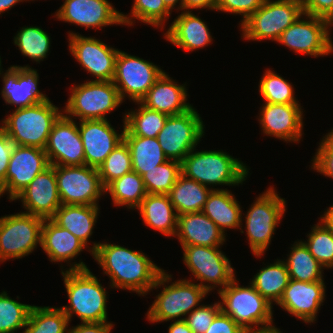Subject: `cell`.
<instances>
[{
  "label": "cell",
  "instance_id": "6da1fadb",
  "mask_svg": "<svg viewBox=\"0 0 333 333\" xmlns=\"http://www.w3.org/2000/svg\"><path fill=\"white\" fill-rule=\"evenodd\" d=\"M90 253L110 277L111 288H120L146 295L154 286L163 269L141 251L116 244L93 243Z\"/></svg>",
  "mask_w": 333,
  "mask_h": 333
},
{
  "label": "cell",
  "instance_id": "7a4b0ae2",
  "mask_svg": "<svg viewBox=\"0 0 333 333\" xmlns=\"http://www.w3.org/2000/svg\"><path fill=\"white\" fill-rule=\"evenodd\" d=\"M69 305L60 307L67 315L69 323L73 314L82 323L109 322L107 318V293L98 278L85 262H74L69 269L62 270Z\"/></svg>",
  "mask_w": 333,
  "mask_h": 333
},
{
  "label": "cell",
  "instance_id": "3957f363",
  "mask_svg": "<svg viewBox=\"0 0 333 333\" xmlns=\"http://www.w3.org/2000/svg\"><path fill=\"white\" fill-rule=\"evenodd\" d=\"M191 150L181 162V174L209 187L236 186L247 179L249 170L242 161L222 150Z\"/></svg>",
  "mask_w": 333,
  "mask_h": 333
},
{
  "label": "cell",
  "instance_id": "277c9868",
  "mask_svg": "<svg viewBox=\"0 0 333 333\" xmlns=\"http://www.w3.org/2000/svg\"><path fill=\"white\" fill-rule=\"evenodd\" d=\"M171 276L162 270L152 287V289H157L162 286L163 290L156 295L146 313L147 319L151 323L184 320L182 317H186L197 306H200V302L208 295V291L188 279H180L168 285V282L172 281Z\"/></svg>",
  "mask_w": 333,
  "mask_h": 333
},
{
  "label": "cell",
  "instance_id": "5b68a950",
  "mask_svg": "<svg viewBox=\"0 0 333 333\" xmlns=\"http://www.w3.org/2000/svg\"><path fill=\"white\" fill-rule=\"evenodd\" d=\"M50 100L17 108L2 120L10 140L18 146L45 149L52 126L63 113Z\"/></svg>",
  "mask_w": 333,
  "mask_h": 333
},
{
  "label": "cell",
  "instance_id": "8992f818",
  "mask_svg": "<svg viewBox=\"0 0 333 333\" xmlns=\"http://www.w3.org/2000/svg\"><path fill=\"white\" fill-rule=\"evenodd\" d=\"M221 311L243 330L273 325V306L251 284L241 286L235 278L224 289H218Z\"/></svg>",
  "mask_w": 333,
  "mask_h": 333
},
{
  "label": "cell",
  "instance_id": "52a82bcc",
  "mask_svg": "<svg viewBox=\"0 0 333 333\" xmlns=\"http://www.w3.org/2000/svg\"><path fill=\"white\" fill-rule=\"evenodd\" d=\"M254 201L245 215L244 229L253 255L261 257L271 244L275 229L287 207L285 198L278 196L272 186Z\"/></svg>",
  "mask_w": 333,
  "mask_h": 333
},
{
  "label": "cell",
  "instance_id": "ba28073f",
  "mask_svg": "<svg viewBox=\"0 0 333 333\" xmlns=\"http://www.w3.org/2000/svg\"><path fill=\"white\" fill-rule=\"evenodd\" d=\"M71 94L62 111L67 117L83 120H105L124 101L112 81L90 80L71 87Z\"/></svg>",
  "mask_w": 333,
  "mask_h": 333
},
{
  "label": "cell",
  "instance_id": "9c48e42d",
  "mask_svg": "<svg viewBox=\"0 0 333 333\" xmlns=\"http://www.w3.org/2000/svg\"><path fill=\"white\" fill-rule=\"evenodd\" d=\"M303 9L294 3L281 0H265L263 5L241 25L245 40L277 41L280 35L293 24Z\"/></svg>",
  "mask_w": 333,
  "mask_h": 333
},
{
  "label": "cell",
  "instance_id": "30bf717a",
  "mask_svg": "<svg viewBox=\"0 0 333 333\" xmlns=\"http://www.w3.org/2000/svg\"><path fill=\"white\" fill-rule=\"evenodd\" d=\"M44 219L24 212L0 218V262L20 259L41 245Z\"/></svg>",
  "mask_w": 333,
  "mask_h": 333
},
{
  "label": "cell",
  "instance_id": "8fae6325",
  "mask_svg": "<svg viewBox=\"0 0 333 333\" xmlns=\"http://www.w3.org/2000/svg\"><path fill=\"white\" fill-rule=\"evenodd\" d=\"M181 247L184 251L183 263L197 281H200L198 284L208 293L212 289H216V286H222L220 288L224 289L236 278L234 268L227 256L219 250L220 246L191 245Z\"/></svg>",
  "mask_w": 333,
  "mask_h": 333
},
{
  "label": "cell",
  "instance_id": "7c38bea8",
  "mask_svg": "<svg viewBox=\"0 0 333 333\" xmlns=\"http://www.w3.org/2000/svg\"><path fill=\"white\" fill-rule=\"evenodd\" d=\"M204 123L195 108L168 116L157 140L168 160L182 162L204 135Z\"/></svg>",
  "mask_w": 333,
  "mask_h": 333
},
{
  "label": "cell",
  "instance_id": "4fadbf2b",
  "mask_svg": "<svg viewBox=\"0 0 333 333\" xmlns=\"http://www.w3.org/2000/svg\"><path fill=\"white\" fill-rule=\"evenodd\" d=\"M58 193L63 205L99 206L98 200L105 193L97 168L87 165H55Z\"/></svg>",
  "mask_w": 333,
  "mask_h": 333
},
{
  "label": "cell",
  "instance_id": "5bb4252c",
  "mask_svg": "<svg viewBox=\"0 0 333 333\" xmlns=\"http://www.w3.org/2000/svg\"><path fill=\"white\" fill-rule=\"evenodd\" d=\"M306 17V20L303 18ZM302 18V19H301ZM327 19L302 14L276 42L300 54L313 57L327 56L333 52Z\"/></svg>",
  "mask_w": 333,
  "mask_h": 333
},
{
  "label": "cell",
  "instance_id": "9a60e30c",
  "mask_svg": "<svg viewBox=\"0 0 333 333\" xmlns=\"http://www.w3.org/2000/svg\"><path fill=\"white\" fill-rule=\"evenodd\" d=\"M163 72L154 63L119 50L112 82L122 101L128 95L140 102Z\"/></svg>",
  "mask_w": 333,
  "mask_h": 333
},
{
  "label": "cell",
  "instance_id": "2e32d148",
  "mask_svg": "<svg viewBox=\"0 0 333 333\" xmlns=\"http://www.w3.org/2000/svg\"><path fill=\"white\" fill-rule=\"evenodd\" d=\"M69 50L76 61L95 81H112L118 49L108 46L95 37L69 32Z\"/></svg>",
  "mask_w": 333,
  "mask_h": 333
},
{
  "label": "cell",
  "instance_id": "e0dca14e",
  "mask_svg": "<svg viewBox=\"0 0 333 333\" xmlns=\"http://www.w3.org/2000/svg\"><path fill=\"white\" fill-rule=\"evenodd\" d=\"M44 150L50 165H85L84 147L78 123L64 113L53 124Z\"/></svg>",
  "mask_w": 333,
  "mask_h": 333
},
{
  "label": "cell",
  "instance_id": "ac0fdd59",
  "mask_svg": "<svg viewBox=\"0 0 333 333\" xmlns=\"http://www.w3.org/2000/svg\"><path fill=\"white\" fill-rule=\"evenodd\" d=\"M49 165L44 149L14 145L2 194H9L8 199L14 201V198Z\"/></svg>",
  "mask_w": 333,
  "mask_h": 333
},
{
  "label": "cell",
  "instance_id": "d6986e66",
  "mask_svg": "<svg viewBox=\"0 0 333 333\" xmlns=\"http://www.w3.org/2000/svg\"><path fill=\"white\" fill-rule=\"evenodd\" d=\"M55 16L58 20L82 27L101 29L121 25V13L108 0H65Z\"/></svg>",
  "mask_w": 333,
  "mask_h": 333
},
{
  "label": "cell",
  "instance_id": "ffe728a7",
  "mask_svg": "<svg viewBox=\"0 0 333 333\" xmlns=\"http://www.w3.org/2000/svg\"><path fill=\"white\" fill-rule=\"evenodd\" d=\"M21 200L24 213L51 219L62 205L55 177L54 165L39 173L14 200Z\"/></svg>",
  "mask_w": 333,
  "mask_h": 333
},
{
  "label": "cell",
  "instance_id": "44dd1931",
  "mask_svg": "<svg viewBox=\"0 0 333 333\" xmlns=\"http://www.w3.org/2000/svg\"><path fill=\"white\" fill-rule=\"evenodd\" d=\"M325 288L324 280L304 282L290 279L277 305L304 323H314L326 299Z\"/></svg>",
  "mask_w": 333,
  "mask_h": 333
},
{
  "label": "cell",
  "instance_id": "7402d4cb",
  "mask_svg": "<svg viewBox=\"0 0 333 333\" xmlns=\"http://www.w3.org/2000/svg\"><path fill=\"white\" fill-rule=\"evenodd\" d=\"M259 115L263 134L296 143L303 135V110L301 104L264 103Z\"/></svg>",
  "mask_w": 333,
  "mask_h": 333
},
{
  "label": "cell",
  "instance_id": "603a6c76",
  "mask_svg": "<svg viewBox=\"0 0 333 333\" xmlns=\"http://www.w3.org/2000/svg\"><path fill=\"white\" fill-rule=\"evenodd\" d=\"M79 132L85 155V165L98 168L107 156L123 141L125 123L121 134L105 120L79 121Z\"/></svg>",
  "mask_w": 333,
  "mask_h": 333
},
{
  "label": "cell",
  "instance_id": "cb8c5ba5",
  "mask_svg": "<svg viewBox=\"0 0 333 333\" xmlns=\"http://www.w3.org/2000/svg\"><path fill=\"white\" fill-rule=\"evenodd\" d=\"M39 75L36 69L26 66H10L2 74L1 96L6 104L24 108L50 100L38 89Z\"/></svg>",
  "mask_w": 333,
  "mask_h": 333
},
{
  "label": "cell",
  "instance_id": "d4e9b609",
  "mask_svg": "<svg viewBox=\"0 0 333 333\" xmlns=\"http://www.w3.org/2000/svg\"><path fill=\"white\" fill-rule=\"evenodd\" d=\"M166 72L155 81L140 103L148 109L168 116L178 115L190 110L193 106L187 103L186 84H177Z\"/></svg>",
  "mask_w": 333,
  "mask_h": 333
},
{
  "label": "cell",
  "instance_id": "484cf974",
  "mask_svg": "<svg viewBox=\"0 0 333 333\" xmlns=\"http://www.w3.org/2000/svg\"><path fill=\"white\" fill-rule=\"evenodd\" d=\"M175 237L181 246L215 247L225 242V234L202 211L178 215Z\"/></svg>",
  "mask_w": 333,
  "mask_h": 333
},
{
  "label": "cell",
  "instance_id": "4316f807",
  "mask_svg": "<svg viewBox=\"0 0 333 333\" xmlns=\"http://www.w3.org/2000/svg\"><path fill=\"white\" fill-rule=\"evenodd\" d=\"M192 11H182L168 26L165 39L184 51H193L210 45L212 35L206 22L193 14Z\"/></svg>",
  "mask_w": 333,
  "mask_h": 333
},
{
  "label": "cell",
  "instance_id": "83f0119b",
  "mask_svg": "<svg viewBox=\"0 0 333 333\" xmlns=\"http://www.w3.org/2000/svg\"><path fill=\"white\" fill-rule=\"evenodd\" d=\"M51 262L69 263L87 247L67 229L52 219H44L41 228V245ZM70 260V261H69ZM68 261V262H67Z\"/></svg>",
  "mask_w": 333,
  "mask_h": 333
},
{
  "label": "cell",
  "instance_id": "f1b7e54d",
  "mask_svg": "<svg viewBox=\"0 0 333 333\" xmlns=\"http://www.w3.org/2000/svg\"><path fill=\"white\" fill-rule=\"evenodd\" d=\"M144 224L165 236H175L178 215L169 195L147 194L137 208Z\"/></svg>",
  "mask_w": 333,
  "mask_h": 333
},
{
  "label": "cell",
  "instance_id": "f546056e",
  "mask_svg": "<svg viewBox=\"0 0 333 333\" xmlns=\"http://www.w3.org/2000/svg\"><path fill=\"white\" fill-rule=\"evenodd\" d=\"M99 213V206L62 204L51 219L77 237L90 252L88 241Z\"/></svg>",
  "mask_w": 333,
  "mask_h": 333
},
{
  "label": "cell",
  "instance_id": "4dcf8cb0",
  "mask_svg": "<svg viewBox=\"0 0 333 333\" xmlns=\"http://www.w3.org/2000/svg\"><path fill=\"white\" fill-rule=\"evenodd\" d=\"M234 195L227 189L212 190L203 206L202 212L210 218L225 234V230H242V209Z\"/></svg>",
  "mask_w": 333,
  "mask_h": 333
},
{
  "label": "cell",
  "instance_id": "1f68e13d",
  "mask_svg": "<svg viewBox=\"0 0 333 333\" xmlns=\"http://www.w3.org/2000/svg\"><path fill=\"white\" fill-rule=\"evenodd\" d=\"M212 190L223 188H209L180 174L168 195L177 215H181L201 212Z\"/></svg>",
  "mask_w": 333,
  "mask_h": 333
},
{
  "label": "cell",
  "instance_id": "d6a6232c",
  "mask_svg": "<svg viewBox=\"0 0 333 333\" xmlns=\"http://www.w3.org/2000/svg\"><path fill=\"white\" fill-rule=\"evenodd\" d=\"M289 281L290 276L284 260L277 259L274 263L262 267L250 284L270 304H278Z\"/></svg>",
  "mask_w": 333,
  "mask_h": 333
},
{
  "label": "cell",
  "instance_id": "836d02e7",
  "mask_svg": "<svg viewBox=\"0 0 333 333\" xmlns=\"http://www.w3.org/2000/svg\"><path fill=\"white\" fill-rule=\"evenodd\" d=\"M123 140L131 153L132 169L141 177L147 171L168 161L157 138L123 136Z\"/></svg>",
  "mask_w": 333,
  "mask_h": 333
},
{
  "label": "cell",
  "instance_id": "e575fe53",
  "mask_svg": "<svg viewBox=\"0 0 333 333\" xmlns=\"http://www.w3.org/2000/svg\"><path fill=\"white\" fill-rule=\"evenodd\" d=\"M284 262L292 280L304 282L324 280L322 269L325 268L310 253L302 240L294 242Z\"/></svg>",
  "mask_w": 333,
  "mask_h": 333
},
{
  "label": "cell",
  "instance_id": "d590c367",
  "mask_svg": "<svg viewBox=\"0 0 333 333\" xmlns=\"http://www.w3.org/2000/svg\"><path fill=\"white\" fill-rule=\"evenodd\" d=\"M114 206H126L137 209L147 195L142 177L134 171L112 181L106 188Z\"/></svg>",
  "mask_w": 333,
  "mask_h": 333
},
{
  "label": "cell",
  "instance_id": "8d00e7d4",
  "mask_svg": "<svg viewBox=\"0 0 333 333\" xmlns=\"http://www.w3.org/2000/svg\"><path fill=\"white\" fill-rule=\"evenodd\" d=\"M137 110L125 113L123 123H125L124 136H140L156 138L163 128L168 115L151 110L143 106L140 102Z\"/></svg>",
  "mask_w": 333,
  "mask_h": 333
},
{
  "label": "cell",
  "instance_id": "74e56055",
  "mask_svg": "<svg viewBox=\"0 0 333 333\" xmlns=\"http://www.w3.org/2000/svg\"><path fill=\"white\" fill-rule=\"evenodd\" d=\"M68 325V317L61 308L33 305L22 333H68Z\"/></svg>",
  "mask_w": 333,
  "mask_h": 333
},
{
  "label": "cell",
  "instance_id": "f35d334b",
  "mask_svg": "<svg viewBox=\"0 0 333 333\" xmlns=\"http://www.w3.org/2000/svg\"><path fill=\"white\" fill-rule=\"evenodd\" d=\"M51 38L43 29L36 26H25L14 36V44L23 56L40 63L47 54L51 46Z\"/></svg>",
  "mask_w": 333,
  "mask_h": 333
},
{
  "label": "cell",
  "instance_id": "ab89813d",
  "mask_svg": "<svg viewBox=\"0 0 333 333\" xmlns=\"http://www.w3.org/2000/svg\"><path fill=\"white\" fill-rule=\"evenodd\" d=\"M130 13V16L121 13L122 25L132 26L133 18L162 30L171 11L163 0H134Z\"/></svg>",
  "mask_w": 333,
  "mask_h": 333
},
{
  "label": "cell",
  "instance_id": "60d3db41",
  "mask_svg": "<svg viewBox=\"0 0 333 333\" xmlns=\"http://www.w3.org/2000/svg\"><path fill=\"white\" fill-rule=\"evenodd\" d=\"M270 69H266L259 83V93L265 103L299 104L292 83Z\"/></svg>",
  "mask_w": 333,
  "mask_h": 333
},
{
  "label": "cell",
  "instance_id": "b9f144b4",
  "mask_svg": "<svg viewBox=\"0 0 333 333\" xmlns=\"http://www.w3.org/2000/svg\"><path fill=\"white\" fill-rule=\"evenodd\" d=\"M180 174L181 163L174 160H168L147 171L142 176L147 194L168 195Z\"/></svg>",
  "mask_w": 333,
  "mask_h": 333
},
{
  "label": "cell",
  "instance_id": "7bdbcfd3",
  "mask_svg": "<svg viewBox=\"0 0 333 333\" xmlns=\"http://www.w3.org/2000/svg\"><path fill=\"white\" fill-rule=\"evenodd\" d=\"M321 221V222H320ZM303 241L310 253L324 268H333V230L321 219Z\"/></svg>",
  "mask_w": 333,
  "mask_h": 333
},
{
  "label": "cell",
  "instance_id": "ee69618b",
  "mask_svg": "<svg viewBox=\"0 0 333 333\" xmlns=\"http://www.w3.org/2000/svg\"><path fill=\"white\" fill-rule=\"evenodd\" d=\"M97 169L104 188L112 181L133 171L131 153L126 142L123 140L119 143Z\"/></svg>",
  "mask_w": 333,
  "mask_h": 333
},
{
  "label": "cell",
  "instance_id": "f6af8a7d",
  "mask_svg": "<svg viewBox=\"0 0 333 333\" xmlns=\"http://www.w3.org/2000/svg\"><path fill=\"white\" fill-rule=\"evenodd\" d=\"M33 305L13 300L8 293H0V333H15L26 326Z\"/></svg>",
  "mask_w": 333,
  "mask_h": 333
},
{
  "label": "cell",
  "instance_id": "bcb514c9",
  "mask_svg": "<svg viewBox=\"0 0 333 333\" xmlns=\"http://www.w3.org/2000/svg\"><path fill=\"white\" fill-rule=\"evenodd\" d=\"M311 169L333 179V134L327 133L319 143Z\"/></svg>",
  "mask_w": 333,
  "mask_h": 333
},
{
  "label": "cell",
  "instance_id": "7dc6e473",
  "mask_svg": "<svg viewBox=\"0 0 333 333\" xmlns=\"http://www.w3.org/2000/svg\"><path fill=\"white\" fill-rule=\"evenodd\" d=\"M221 311L220 302L203 305L194 309L187 317H183L186 324L194 333H205L215 316Z\"/></svg>",
  "mask_w": 333,
  "mask_h": 333
},
{
  "label": "cell",
  "instance_id": "c3c4849f",
  "mask_svg": "<svg viewBox=\"0 0 333 333\" xmlns=\"http://www.w3.org/2000/svg\"><path fill=\"white\" fill-rule=\"evenodd\" d=\"M265 0H219L216 11L239 14L241 24L256 12Z\"/></svg>",
  "mask_w": 333,
  "mask_h": 333
},
{
  "label": "cell",
  "instance_id": "681fc988",
  "mask_svg": "<svg viewBox=\"0 0 333 333\" xmlns=\"http://www.w3.org/2000/svg\"><path fill=\"white\" fill-rule=\"evenodd\" d=\"M14 143L7 136L5 129L0 125V187L5 186V176L11 157Z\"/></svg>",
  "mask_w": 333,
  "mask_h": 333
},
{
  "label": "cell",
  "instance_id": "f907efd6",
  "mask_svg": "<svg viewBox=\"0 0 333 333\" xmlns=\"http://www.w3.org/2000/svg\"><path fill=\"white\" fill-rule=\"evenodd\" d=\"M244 331L229 315L220 311L205 333H244Z\"/></svg>",
  "mask_w": 333,
  "mask_h": 333
},
{
  "label": "cell",
  "instance_id": "816d5d0a",
  "mask_svg": "<svg viewBox=\"0 0 333 333\" xmlns=\"http://www.w3.org/2000/svg\"><path fill=\"white\" fill-rule=\"evenodd\" d=\"M303 13L328 19L333 14V0H308Z\"/></svg>",
  "mask_w": 333,
  "mask_h": 333
},
{
  "label": "cell",
  "instance_id": "f5cc1de1",
  "mask_svg": "<svg viewBox=\"0 0 333 333\" xmlns=\"http://www.w3.org/2000/svg\"><path fill=\"white\" fill-rule=\"evenodd\" d=\"M112 322H86L68 329V333H111Z\"/></svg>",
  "mask_w": 333,
  "mask_h": 333
},
{
  "label": "cell",
  "instance_id": "db71d44e",
  "mask_svg": "<svg viewBox=\"0 0 333 333\" xmlns=\"http://www.w3.org/2000/svg\"><path fill=\"white\" fill-rule=\"evenodd\" d=\"M219 0H183V11H190L193 9L216 10Z\"/></svg>",
  "mask_w": 333,
  "mask_h": 333
},
{
  "label": "cell",
  "instance_id": "11a10c76",
  "mask_svg": "<svg viewBox=\"0 0 333 333\" xmlns=\"http://www.w3.org/2000/svg\"><path fill=\"white\" fill-rule=\"evenodd\" d=\"M168 333H194L184 320H177L170 324Z\"/></svg>",
  "mask_w": 333,
  "mask_h": 333
},
{
  "label": "cell",
  "instance_id": "9f6ffc18",
  "mask_svg": "<svg viewBox=\"0 0 333 333\" xmlns=\"http://www.w3.org/2000/svg\"><path fill=\"white\" fill-rule=\"evenodd\" d=\"M244 333H283L279 328H276L274 325L269 327L257 328V329H249L245 330Z\"/></svg>",
  "mask_w": 333,
  "mask_h": 333
},
{
  "label": "cell",
  "instance_id": "6f0895ef",
  "mask_svg": "<svg viewBox=\"0 0 333 333\" xmlns=\"http://www.w3.org/2000/svg\"><path fill=\"white\" fill-rule=\"evenodd\" d=\"M29 0H0V14L14 7L17 3Z\"/></svg>",
  "mask_w": 333,
  "mask_h": 333
},
{
  "label": "cell",
  "instance_id": "680465c9",
  "mask_svg": "<svg viewBox=\"0 0 333 333\" xmlns=\"http://www.w3.org/2000/svg\"><path fill=\"white\" fill-rule=\"evenodd\" d=\"M320 217L333 230V204Z\"/></svg>",
  "mask_w": 333,
  "mask_h": 333
},
{
  "label": "cell",
  "instance_id": "91938a15",
  "mask_svg": "<svg viewBox=\"0 0 333 333\" xmlns=\"http://www.w3.org/2000/svg\"><path fill=\"white\" fill-rule=\"evenodd\" d=\"M163 2L171 12L177 6V3L179 4L177 10L183 11V0H163Z\"/></svg>",
  "mask_w": 333,
  "mask_h": 333
},
{
  "label": "cell",
  "instance_id": "94428289",
  "mask_svg": "<svg viewBox=\"0 0 333 333\" xmlns=\"http://www.w3.org/2000/svg\"><path fill=\"white\" fill-rule=\"evenodd\" d=\"M299 5L302 9L306 6L308 0H281Z\"/></svg>",
  "mask_w": 333,
  "mask_h": 333
},
{
  "label": "cell",
  "instance_id": "6125c7cd",
  "mask_svg": "<svg viewBox=\"0 0 333 333\" xmlns=\"http://www.w3.org/2000/svg\"><path fill=\"white\" fill-rule=\"evenodd\" d=\"M329 30L333 26V14L327 19Z\"/></svg>",
  "mask_w": 333,
  "mask_h": 333
},
{
  "label": "cell",
  "instance_id": "be15d7a7",
  "mask_svg": "<svg viewBox=\"0 0 333 333\" xmlns=\"http://www.w3.org/2000/svg\"><path fill=\"white\" fill-rule=\"evenodd\" d=\"M3 72H4V71H3L2 68H1V57H0V75L3 74Z\"/></svg>",
  "mask_w": 333,
  "mask_h": 333
},
{
  "label": "cell",
  "instance_id": "e7e4bbea",
  "mask_svg": "<svg viewBox=\"0 0 333 333\" xmlns=\"http://www.w3.org/2000/svg\"><path fill=\"white\" fill-rule=\"evenodd\" d=\"M2 195H3V194H2V189H1V187H0V198H1Z\"/></svg>",
  "mask_w": 333,
  "mask_h": 333
}]
</instances>
